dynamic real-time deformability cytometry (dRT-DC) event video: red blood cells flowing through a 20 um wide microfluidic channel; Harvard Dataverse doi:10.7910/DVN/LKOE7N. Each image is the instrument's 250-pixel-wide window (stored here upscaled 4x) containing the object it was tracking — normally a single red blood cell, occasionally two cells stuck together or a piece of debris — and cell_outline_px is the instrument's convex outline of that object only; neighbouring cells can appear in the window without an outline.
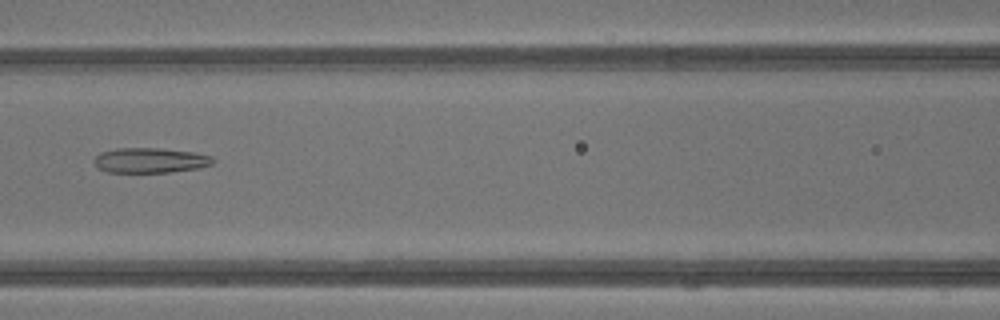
{"species": "common noctule bat (a hibernating species)", "species_latin": "Nyctalus noctula", "temperature_condition": "warm", "stored_images_in_passage": 43, "camera_frame_rate_fps": 3000, "um_per_image_px": 0.085, "animal": {"sex": "male", "body_mass_g": 13.3}, "frame": {"image": 1, "passage_image": 20, "time_ms": 6.333, "image_size_px": [1000, 320], "cell_outline_px": [[216, 160], [212, 164], [200, 168], [168, 172], [108, 172], [96, 168], [92, 160], [100, 152], [116, 148], [160, 148], [192, 152], [212, 156]], "centroid_in_image_um": [12.74, 13.63], "position_along_channel_um": 153.9, "area_um2": 17.51}}
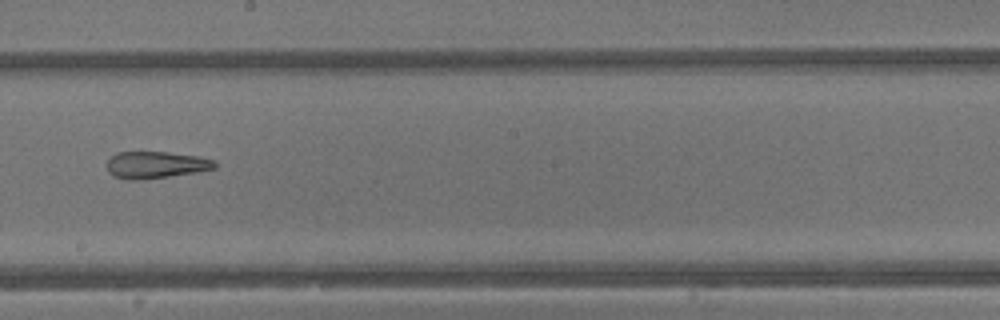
{"frame": {"image": 2, "passage_image": 25, "time_ms": 8.0, "image_size_px": [1000, 320], "cell_outline_px": [[216, 168], [196, 172], [168, 176], [132, 180], [128, 180], [112, 176], [108, 172], [108, 160], [116, 152], [168, 152], [200, 156], [216, 160]], "centroid_in_image_um": [13.26, 14.0], "position_along_channel_um": 234.9, "area_um2": 16.88}}
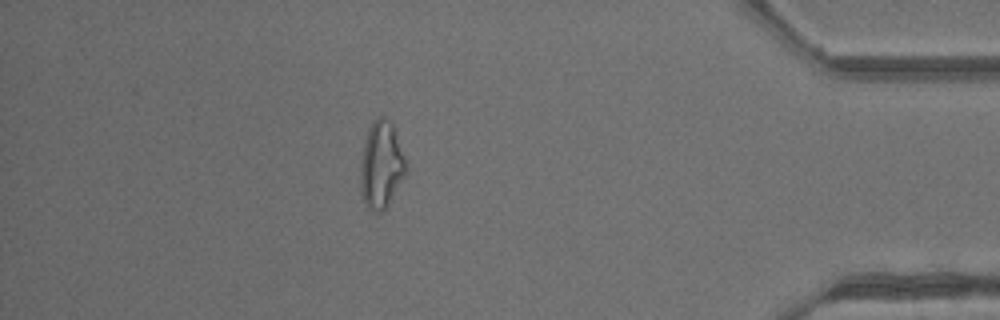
{"frame": {"image": 3, "passage_image": 38, "time_ms": 12.333, "image_size_px": [1000, 320], "cell_outline_px": [[404, 176], [384, 208], [380, 212], [376, 212], [368, 208], [364, 200], [360, 184], [360, 172], [364, 144], [368, 128], [376, 116], [384, 116], [392, 120], [404, 156]], "centroid_in_image_um": [32.39, 13.93], "position_along_channel_um": 402.8, "area_um2": 22.48}, "authors_computed_cell_mechanics": {"area_um2": 21.7906, "velocity_mm_per_s": 4.8792, "shape_relaxation_time_tau1_ms": null, "shape_relaxation_time_tau2_ms": 3.2317, "deformation_change_tau1": null, "deformation_change_tau2": 0.1641}}